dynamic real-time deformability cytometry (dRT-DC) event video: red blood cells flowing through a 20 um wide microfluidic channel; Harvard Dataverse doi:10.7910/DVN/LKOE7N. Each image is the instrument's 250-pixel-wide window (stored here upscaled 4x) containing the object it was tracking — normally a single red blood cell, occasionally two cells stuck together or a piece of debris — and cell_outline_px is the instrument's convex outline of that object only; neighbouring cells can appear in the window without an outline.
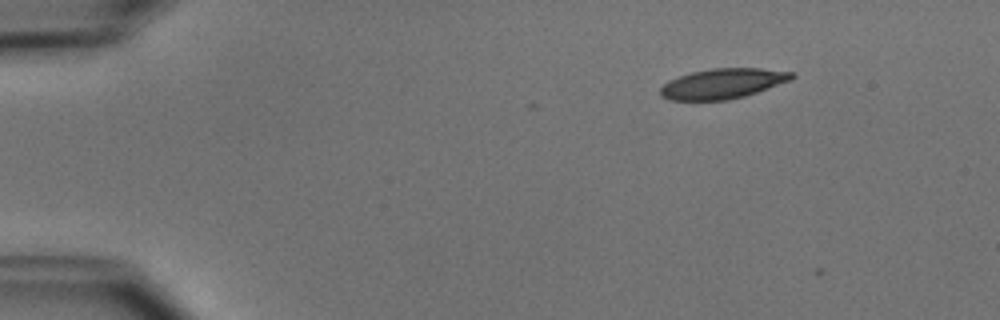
{"species": "common noctule bat (a hibernating species)", "species_latin": "Nyctalus noctula", "temperature_condition": "cold", "stored_images_in_passage": 7, "camera_frame_rate_fps": 3000, "um_per_image_px": 0.085, "animal": {"sex": "male", "body_mass_g": 15.6}, "frame": {"image": 1, "passage_image": 4, "time_ms": 1.0, "image_size_px": [1000, 320], "cell_outline_px": [[796, 76], [792, 80], [744, 96], [728, 100], [668, 100], [660, 96], [660, 88], [668, 80], [692, 72], [712, 68], [760, 68], [796, 72]], "centroid_in_image_um": [61.45, 7.1], "position_along_channel_um": 23.6, "area_um2": 23.18}}